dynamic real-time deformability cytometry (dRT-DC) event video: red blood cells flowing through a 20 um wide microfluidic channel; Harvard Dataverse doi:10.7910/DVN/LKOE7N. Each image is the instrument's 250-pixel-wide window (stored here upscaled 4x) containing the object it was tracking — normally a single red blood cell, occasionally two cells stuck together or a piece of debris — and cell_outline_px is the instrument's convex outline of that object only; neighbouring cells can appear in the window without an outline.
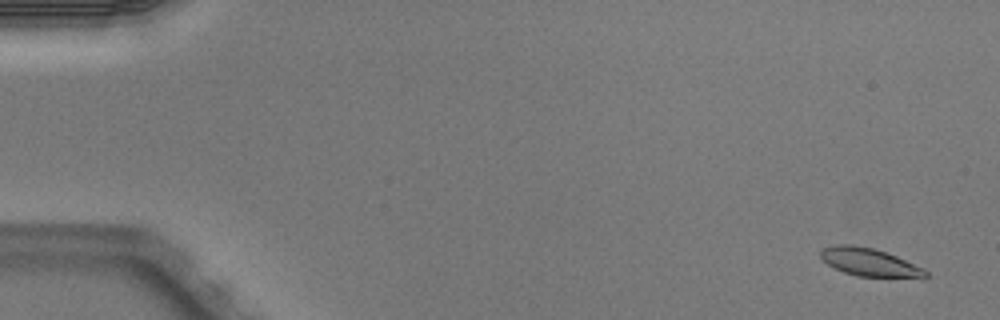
{"species": "Egyptian fruit bat (a non-hibernating species)", "species_latin": "Rousettus aegyptiacus", "temperature_condition": "warm", "stored_images_in_passage": 5, "camera_frame_rate_fps": 3000, "um_per_image_px": 0.085, "animal": {"sex": "male"}, "frame": {"image": 1, "passage_image": 1, "time_ms": 0.0, "image_size_px": [1000, 320], "cell_outline_px": [[928, 276], [924, 280], [856, 276], [844, 272], [828, 264], [820, 256], [820, 252], [824, 248], [836, 244], [852, 244], [872, 248], [896, 256], [924, 268], [928, 272]], "centroid_in_image_um": [74.02, 22.34], "position_along_channel_um": 11.0, "area_um2": 17.57}}
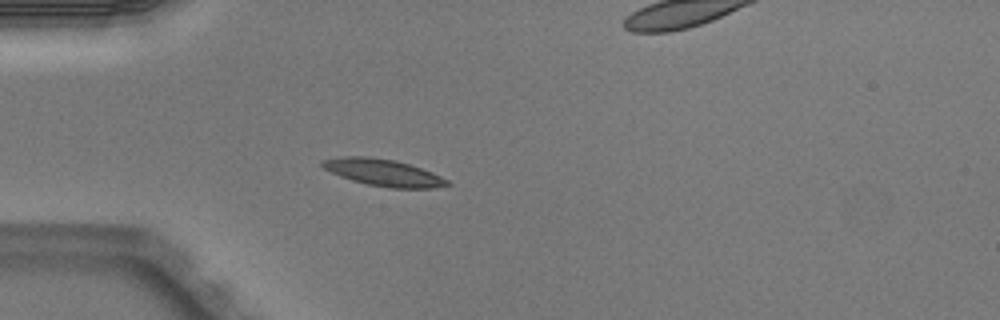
{"frame": {"image": 2, "passage_image": 4, "time_ms": 1.0, "image_size_px": [1000, 320], "cell_outline_px": [[452, 184], [436, 188], [388, 188], [368, 184], [352, 180], [340, 176], [324, 168], [320, 164], [320, 160], [344, 156], [368, 156], [396, 160], [432, 172], [448, 180]], "centroid_in_image_um": [32.58, 14.66], "position_along_channel_um": 52.4, "area_um2": 19.54}}